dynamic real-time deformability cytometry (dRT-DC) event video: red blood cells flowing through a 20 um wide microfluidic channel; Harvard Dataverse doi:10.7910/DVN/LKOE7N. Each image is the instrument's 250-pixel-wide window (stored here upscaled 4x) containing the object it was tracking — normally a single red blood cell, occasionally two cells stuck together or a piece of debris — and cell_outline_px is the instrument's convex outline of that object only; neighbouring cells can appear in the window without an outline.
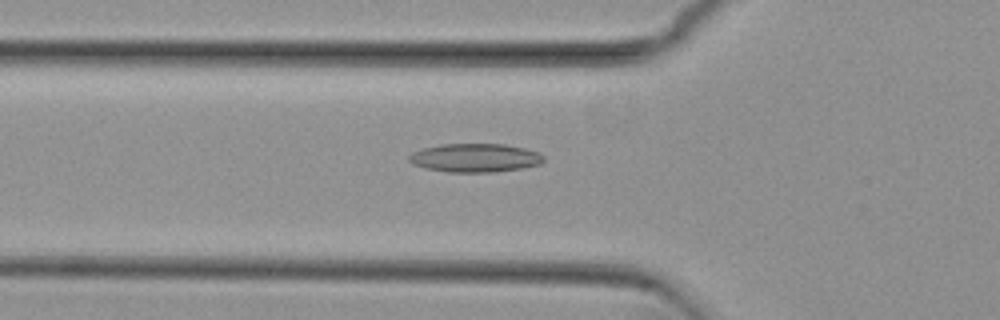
{"species": "common noctule bat (a hibernating species)", "species_latin": "Nyctalus noctula", "temperature_condition": "cold", "stored_images_in_passage": 39, "camera_frame_rate_fps": 3000, "um_per_image_px": 0.085, "animal": {"sex": "female", "body_mass_g": 29.2, "forearm_length_mm": 56.3}, "frame": {"image": 1, "passage_image": 4, "time_ms": 1.0, "image_size_px": [1000, 320], "cell_outline_px": [[544, 160], [540, 164], [524, 168], [492, 172], [448, 172], [424, 168], [412, 164], [408, 160], [408, 156], [412, 152], [424, 148], [440, 144], [504, 144], [524, 148], [540, 152], [544, 156]], "centroid_in_image_um": [40.38, 13.42], "position_along_channel_um": 85.4, "area_um2": 22.6}}
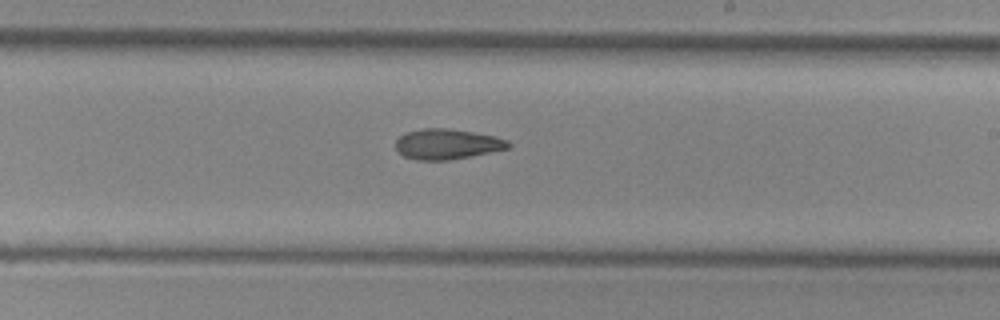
{"frame": {"image": 2, "passage_image": 17, "time_ms": 5.333, "image_size_px": [1000, 320], "cell_outline_px": [[512, 144], [508, 148], [448, 160], [416, 160], [404, 156], [396, 148], [396, 140], [404, 132], [424, 128], [448, 128], [496, 136], [508, 140]], "centroid_in_image_um": [37.98, 12.23], "position_along_channel_um": 251.0, "area_um2": 19.77}}
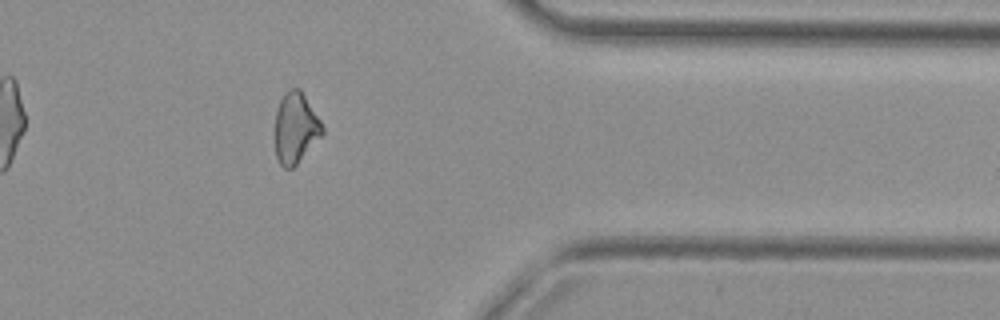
{"frame": {"image": 3, "passage_image": 29, "time_ms": 9.333, "image_size_px": [1000, 320], "cell_outline_px": [[324, 132], [296, 164], [292, 168], [284, 168], [280, 164], [276, 156], [276, 112], [280, 100], [284, 92], [292, 88], [300, 88], [320, 120], [324, 128]], "centroid_in_image_um": [25.12, 10.85], "position_along_channel_um": 386.3, "area_um2": 19.13}, "authors_computed_cell_mechanics": {"area_um2": 20.1144, "velocity_mm_per_s": 3.8109, "shape_relaxation_time_tau1_ms": null, "shape_relaxation_time_tau2_ms": 7.8161, "deformation_change_tau1": null, "deformation_change_tau2": 0.1637}}